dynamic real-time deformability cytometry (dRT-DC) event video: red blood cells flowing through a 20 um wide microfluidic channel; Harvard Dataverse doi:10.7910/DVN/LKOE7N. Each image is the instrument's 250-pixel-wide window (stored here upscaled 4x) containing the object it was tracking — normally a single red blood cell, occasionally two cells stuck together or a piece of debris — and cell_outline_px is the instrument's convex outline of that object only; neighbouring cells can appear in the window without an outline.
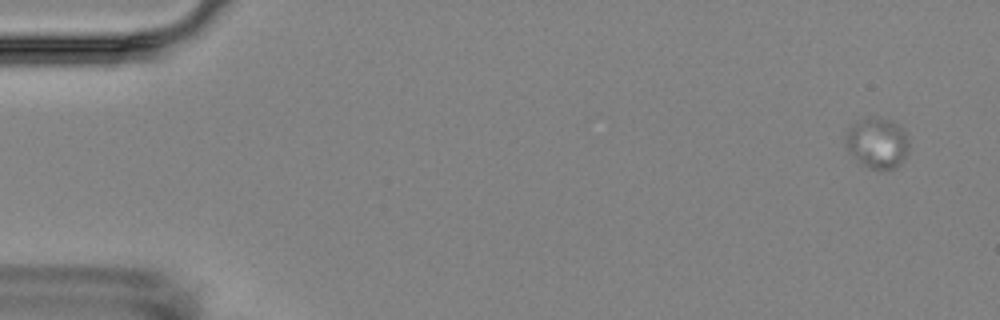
{"species": "Egyptian fruit bat (a non-hibernating species)", "species_latin": "Rousettus aegyptiacus", "temperature_condition": "room temperature", "stored_images_in_passage": 9, "camera_frame_rate_fps": 3000, "um_per_image_px": 0.085, "animal": {"sex": "female"}, "frame": {"image": 1, "passage_image": 1, "time_ms": 0.0, "image_size_px": [1000, 320], "cell_outline_px": [[908, 152], [900, 164], [896, 168], [888, 172], [880, 172], [868, 168], [844, 144], [844, 136], [848, 128], [856, 120], [864, 116], [876, 116], [892, 120], [904, 132], [908, 140]], "centroid_in_image_um": [74.56, 12.15], "position_along_channel_um": 10.4, "area_um2": 19.13}}
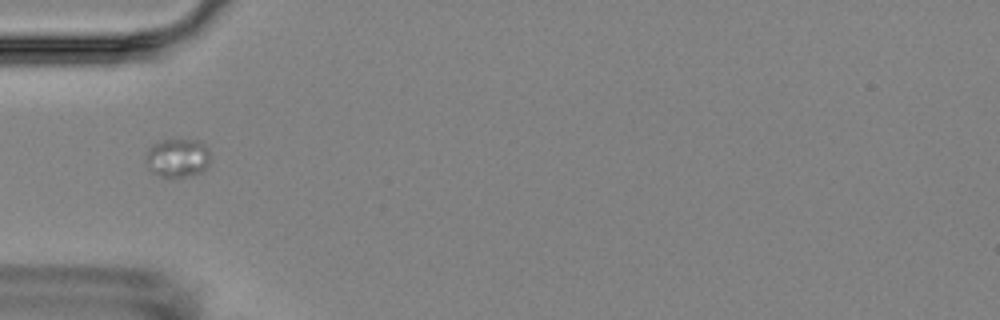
{"frame": {"image": 2, "passage_image": 6, "time_ms": 5.667, "image_size_px": [1000, 320], "cell_outline_px": [[208, 164], [200, 172], [172, 180], [160, 176], [152, 172], [148, 168], [144, 160], [144, 156], [148, 148], [152, 144], [160, 140], [200, 140], [208, 148]], "centroid_in_image_um": [15.02, 13.44], "position_along_channel_um": 70.0, "area_um2": 14.85}}
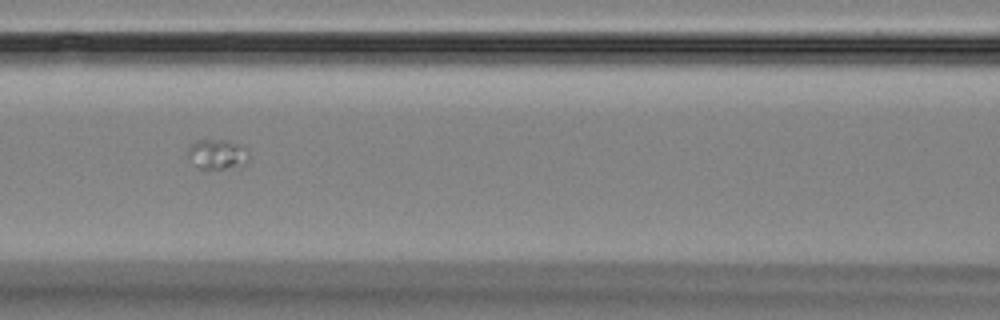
{"frame": {"image": 3, "passage_image": 8, "time_ms": 8.0, "image_size_px": [1000, 320], "cell_outline_px": [[248, 156], [244, 164], [240, 168], [200, 168], [188, 156], [188, 144], [196, 140], [224, 140], [236, 144], [248, 152]], "centroid_in_image_um": [18.44, 13.11], "position_along_channel_um": 148.2, "area_um2": 10.35}}